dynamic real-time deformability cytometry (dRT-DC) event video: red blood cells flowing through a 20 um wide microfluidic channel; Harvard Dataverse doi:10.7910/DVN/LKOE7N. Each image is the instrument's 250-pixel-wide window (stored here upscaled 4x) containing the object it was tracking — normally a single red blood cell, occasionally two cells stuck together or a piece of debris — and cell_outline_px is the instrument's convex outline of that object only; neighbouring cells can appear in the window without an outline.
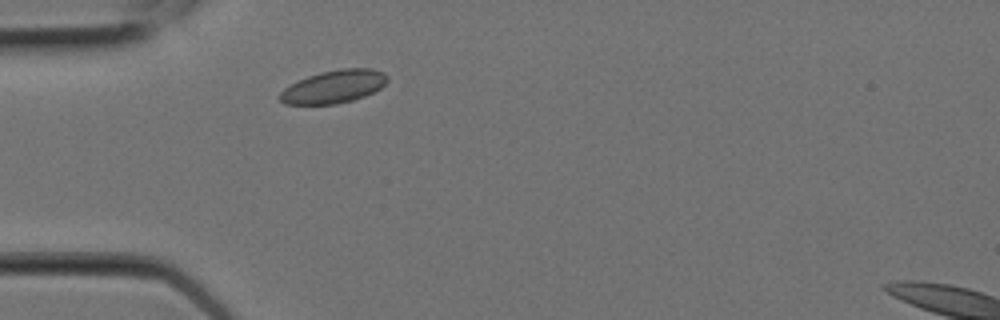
{"species": "Egyptian fruit bat (a non-hibernating species)", "species_latin": "Rousettus aegyptiacus", "temperature_condition": "room temperature", "stored_images_in_passage": 2, "camera_frame_rate_fps": 3000, "um_per_image_px": 0.085, "animal": {"sex": "female"}, "frame": {"image": 1, "passage_image": 2, "time_ms": 0.333, "image_size_px": [1000, 320], "cell_outline_px": [[388, 80], [380, 88], [364, 96], [352, 100], [336, 104], [284, 104], [276, 96], [284, 88], [308, 76], [320, 72], [344, 68], [372, 68], [384, 72], [388, 76]], "centroid_in_image_um": [28.37, 7.36], "position_along_channel_um": 56.6, "area_um2": 20.58}}